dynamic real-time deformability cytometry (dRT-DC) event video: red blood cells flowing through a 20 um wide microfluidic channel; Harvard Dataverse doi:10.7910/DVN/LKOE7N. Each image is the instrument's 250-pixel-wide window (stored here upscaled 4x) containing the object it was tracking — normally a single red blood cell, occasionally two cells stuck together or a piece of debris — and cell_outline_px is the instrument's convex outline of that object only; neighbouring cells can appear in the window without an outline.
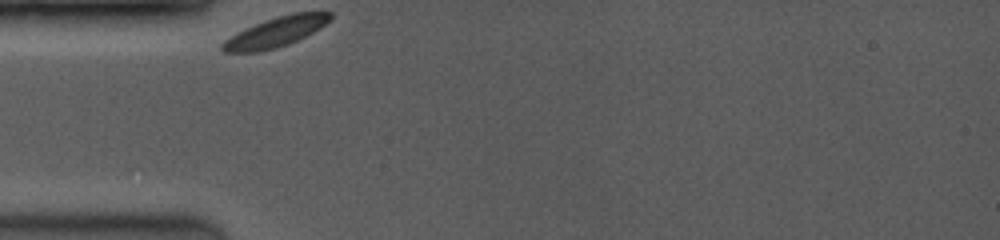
{"species": "common noctule bat (a hibernating species)", "species_latin": "Nyctalus noctula", "temperature_condition": "room temperature", "stored_images_in_passage": 36, "camera_frame_rate_fps": 3500, "um_per_image_px": 0.085, "animal": {"sex": "female", "body_mass_g": 19.0, "forearm_length_mm": 53.3}, "frame": {"image": 1, "passage_image": 1, "time_ms": 0.0, "image_size_px": [1000, 240], "cell_outline_px": [[332, 16], [320, 28], [288, 44], [276, 48], [260, 52], [224, 52], [220, 48], [220, 44], [224, 40], [264, 20], [276, 16], [292, 12], [332, 12]], "centroid_in_image_um": [23.42, 2.73], "position_along_channel_um": 61.6, "area_um2": 18.44}}
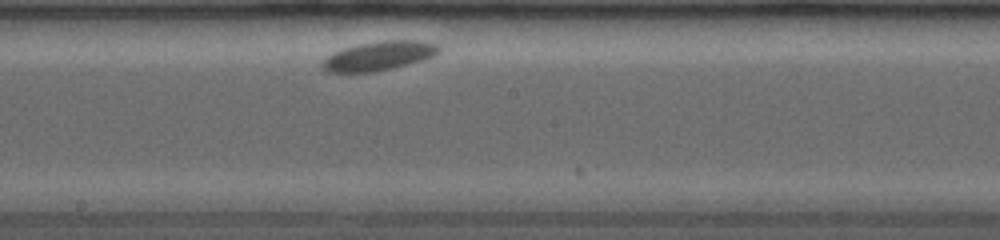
{"frame": {"image": 2, "passage_image": 17, "time_ms": 4.571, "image_size_px": [1000, 240], "cell_outline_px": [[440, 52], [436, 56], [424, 60], [376, 72], [332, 72], [324, 68], [320, 64], [320, 60], [332, 52], [356, 44], [380, 40], [428, 40], [440, 44]], "centroid_in_image_um": [32.26, 4.72], "position_along_channel_um": 215.9, "area_um2": 20.35}}
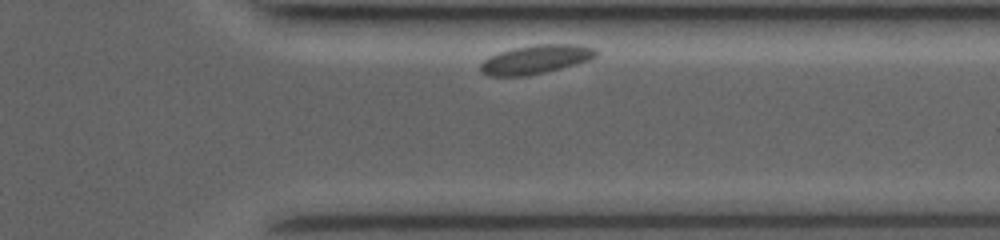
{"frame": {"image": 3, "passage_image": 33, "time_ms": 8.857, "image_size_px": [1000, 240], "cell_outline_px": [[600, 52], [596, 56], [588, 60], [576, 64], [528, 76], [488, 76], [480, 72], [480, 64], [484, 60], [500, 52], [512, 48], [536, 44], [580, 44], [596, 48]], "centroid_in_image_um": [45.57, 5.04], "position_along_channel_um": 365.8, "area_um2": 19.48}}